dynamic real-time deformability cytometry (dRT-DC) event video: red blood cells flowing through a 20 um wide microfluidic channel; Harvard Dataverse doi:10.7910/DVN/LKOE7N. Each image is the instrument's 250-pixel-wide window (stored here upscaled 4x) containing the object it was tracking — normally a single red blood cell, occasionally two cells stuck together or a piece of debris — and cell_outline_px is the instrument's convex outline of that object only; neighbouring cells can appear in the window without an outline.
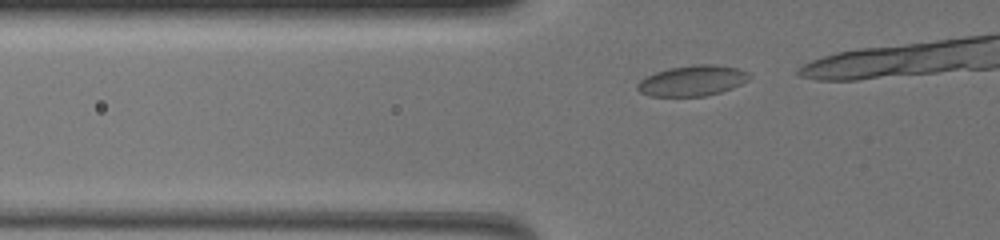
{"species": "common noctule bat (a hibernating species)", "species_latin": "Nyctalus noctula", "temperature_condition": "warm", "stored_images_in_passage": 14, "camera_frame_rate_fps": 3000, "um_per_image_px": 0.085, "animal": {"sex": "female", "body_mass_g": 19.5, "forearm_length_mm": 54.1}, "frame": {"image": 1, "passage_image": 7, "time_ms": 2.0, "image_size_px": [1000, 240], "cell_outline_px": [[752, 76], [748, 80], [732, 88], [720, 92], [704, 96], [652, 96], [640, 92], [636, 88], [636, 84], [644, 76], [668, 68], [696, 64], [716, 64], [740, 68], [748, 72]], "centroid_in_image_um": [58.85, 6.84], "position_along_channel_um": 66.9, "area_um2": 20.11}}
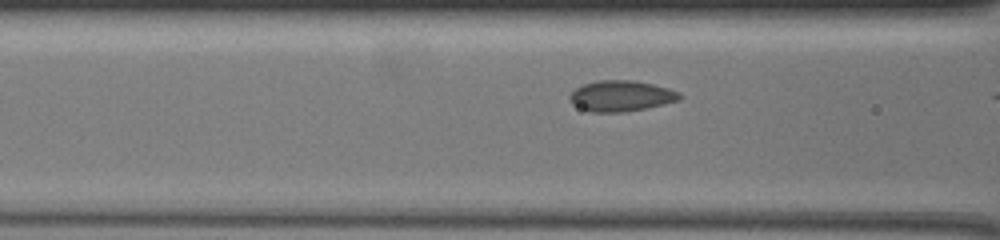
{"frame": {"image": 2, "passage_image": 12, "time_ms": 3.667, "image_size_px": [1000, 240], "cell_outline_px": [[684, 96], [680, 100], [664, 104], [624, 112], [592, 112], [580, 108], [572, 104], [568, 100], [568, 96], [576, 88], [584, 84], [596, 80], [636, 80], [668, 88], [680, 92]], "centroid_in_image_um": [52.79, 8.15], "position_along_channel_um": 113.8, "area_um2": 19.88}}